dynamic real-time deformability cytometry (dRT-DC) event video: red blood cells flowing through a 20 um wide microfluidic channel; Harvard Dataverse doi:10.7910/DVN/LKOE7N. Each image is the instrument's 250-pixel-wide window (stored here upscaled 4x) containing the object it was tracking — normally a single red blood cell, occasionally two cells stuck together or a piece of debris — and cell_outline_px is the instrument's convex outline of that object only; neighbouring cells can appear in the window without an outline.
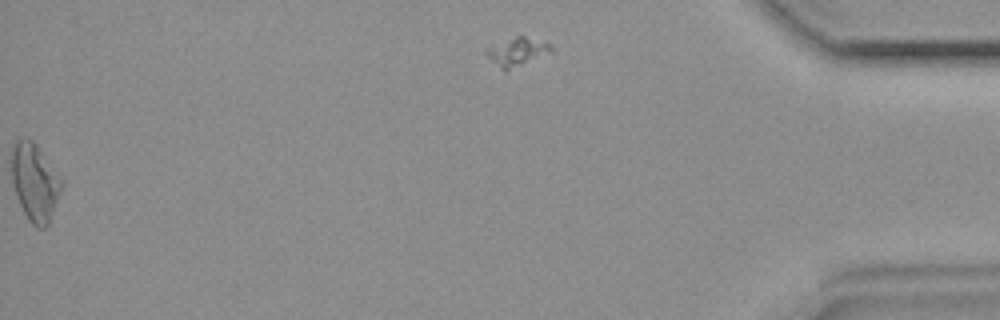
{"species": "common noctule bat (a hibernating species)", "species_latin": "Nyctalus noctula", "temperature_condition": "room temperature", "stored_images_in_passage": 36, "segment_of_instrument_passage": [2, 2], "camera_frame_rate_fps": 3000, "um_per_image_px": 0.085, "animal": {"sex": "female", "body_mass_g": 19.9}, "frame": {"image": 1, "passage_image": 36, "time_ms": 11.667, "image_size_px": [1000, 320], "cell_outline_px": [[552, 52], [508, 68], [500, 68], [484, 52], [484, 48], [516, 36], [524, 36], [552, 44]], "centroid_in_image_um": [43.94, 4.34], "position_along_channel_um": 391.3, "area_um2": 10.06}}